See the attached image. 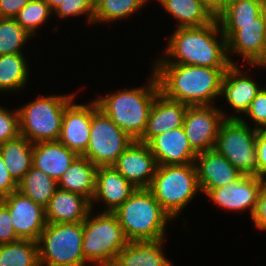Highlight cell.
Returning <instances> with one entry per match:
<instances>
[{
  "mask_svg": "<svg viewBox=\"0 0 266 266\" xmlns=\"http://www.w3.org/2000/svg\"><path fill=\"white\" fill-rule=\"evenodd\" d=\"M159 91L188 106L213 105L220 97L221 84L229 67L184 64H153ZM213 102V103H212Z\"/></svg>",
  "mask_w": 266,
  "mask_h": 266,
  "instance_id": "1",
  "label": "cell"
},
{
  "mask_svg": "<svg viewBox=\"0 0 266 266\" xmlns=\"http://www.w3.org/2000/svg\"><path fill=\"white\" fill-rule=\"evenodd\" d=\"M173 32L163 51L164 56L159 57V60L156 59L154 64L206 67H230L232 65L228 57L227 41L217 18L205 26L175 28ZM218 36L220 38H217Z\"/></svg>",
  "mask_w": 266,
  "mask_h": 266,
  "instance_id": "2",
  "label": "cell"
},
{
  "mask_svg": "<svg viewBox=\"0 0 266 266\" xmlns=\"http://www.w3.org/2000/svg\"><path fill=\"white\" fill-rule=\"evenodd\" d=\"M150 73L145 86L126 88L95 99L99 109L134 140H139L145 132L153 101L160 92L154 72Z\"/></svg>",
  "mask_w": 266,
  "mask_h": 266,
  "instance_id": "3",
  "label": "cell"
},
{
  "mask_svg": "<svg viewBox=\"0 0 266 266\" xmlns=\"http://www.w3.org/2000/svg\"><path fill=\"white\" fill-rule=\"evenodd\" d=\"M113 213L129 242L164 239L173 220L148 188H137Z\"/></svg>",
  "mask_w": 266,
  "mask_h": 266,
  "instance_id": "4",
  "label": "cell"
},
{
  "mask_svg": "<svg viewBox=\"0 0 266 266\" xmlns=\"http://www.w3.org/2000/svg\"><path fill=\"white\" fill-rule=\"evenodd\" d=\"M93 210L83 221L84 258L92 265L112 266L129 241L113 212L102 211L94 216Z\"/></svg>",
  "mask_w": 266,
  "mask_h": 266,
  "instance_id": "5",
  "label": "cell"
},
{
  "mask_svg": "<svg viewBox=\"0 0 266 266\" xmlns=\"http://www.w3.org/2000/svg\"><path fill=\"white\" fill-rule=\"evenodd\" d=\"M148 189L172 219L178 218L201 192L195 164L158 165Z\"/></svg>",
  "mask_w": 266,
  "mask_h": 266,
  "instance_id": "6",
  "label": "cell"
},
{
  "mask_svg": "<svg viewBox=\"0 0 266 266\" xmlns=\"http://www.w3.org/2000/svg\"><path fill=\"white\" fill-rule=\"evenodd\" d=\"M74 97L75 94L43 95L19 107L20 135L32 144L58 140L65 107Z\"/></svg>",
  "mask_w": 266,
  "mask_h": 266,
  "instance_id": "7",
  "label": "cell"
},
{
  "mask_svg": "<svg viewBox=\"0 0 266 266\" xmlns=\"http://www.w3.org/2000/svg\"><path fill=\"white\" fill-rule=\"evenodd\" d=\"M38 242L40 266H87L83 222L47 223Z\"/></svg>",
  "mask_w": 266,
  "mask_h": 266,
  "instance_id": "8",
  "label": "cell"
},
{
  "mask_svg": "<svg viewBox=\"0 0 266 266\" xmlns=\"http://www.w3.org/2000/svg\"><path fill=\"white\" fill-rule=\"evenodd\" d=\"M243 117L225 119L220 126L215 150L243 175L258 176L256 139L259 130Z\"/></svg>",
  "mask_w": 266,
  "mask_h": 266,
  "instance_id": "9",
  "label": "cell"
},
{
  "mask_svg": "<svg viewBox=\"0 0 266 266\" xmlns=\"http://www.w3.org/2000/svg\"><path fill=\"white\" fill-rule=\"evenodd\" d=\"M134 141L99 108L92 115L90 139L82 155L95 166H113Z\"/></svg>",
  "mask_w": 266,
  "mask_h": 266,
  "instance_id": "10",
  "label": "cell"
},
{
  "mask_svg": "<svg viewBox=\"0 0 266 266\" xmlns=\"http://www.w3.org/2000/svg\"><path fill=\"white\" fill-rule=\"evenodd\" d=\"M227 113L214 105L188 106L183 128L189 144L196 153L215 148L221 124Z\"/></svg>",
  "mask_w": 266,
  "mask_h": 266,
  "instance_id": "11",
  "label": "cell"
},
{
  "mask_svg": "<svg viewBox=\"0 0 266 266\" xmlns=\"http://www.w3.org/2000/svg\"><path fill=\"white\" fill-rule=\"evenodd\" d=\"M9 210L16 237L38 241L46 227L45 208L16 190L0 199Z\"/></svg>",
  "mask_w": 266,
  "mask_h": 266,
  "instance_id": "12",
  "label": "cell"
},
{
  "mask_svg": "<svg viewBox=\"0 0 266 266\" xmlns=\"http://www.w3.org/2000/svg\"><path fill=\"white\" fill-rule=\"evenodd\" d=\"M227 41V52L231 64H236L229 55L237 54L243 59V63L253 65L262 55L266 46L264 23L261 16L257 23L248 24H219Z\"/></svg>",
  "mask_w": 266,
  "mask_h": 266,
  "instance_id": "13",
  "label": "cell"
},
{
  "mask_svg": "<svg viewBox=\"0 0 266 266\" xmlns=\"http://www.w3.org/2000/svg\"><path fill=\"white\" fill-rule=\"evenodd\" d=\"M97 102L75 104L73 100L65 107L59 141L82 156L90 139L92 115L98 109Z\"/></svg>",
  "mask_w": 266,
  "mask_h": 266,
  "instance_id": "14",
  "label": "cell"
},
{
  "mask_svg": "<svg viewBox=\"0 0 266 266\" xmlns=\"http://www.w3.org/2000/svg\"><path fill=\"white\" fill-rule=\"evenodd\" d=\"M113 166L136 188H149L158 164L148 145L134 140Z\"/></svg>",
  "mask_w": 266,
  "mask_h": 266,
  "instance_id": "15",
  "label": "cell"
},
{
  "mask_svg": "<svg viewBox=\"0 0 266 266\" xmlns=\"http://www.w3.org/2000/svg\"><path fill=\"white\" fill-rule=\"evenodd\" d=\"M263 178L243 175L238 181L224 187L210 189L205 195L222 209L249 210L252 217Z\"/></svg>",
  "mask_w": 266,
  "mask_h": 266,
  "instance_id": "16",
  "label": "cell"
},
{
  "mask_svg": "<svg viewBox=\"0 0 266 266\" xmlns=\"http://www.w3.org/2000/svg\"><path fill=\"white\" fill-rule=\"evenodd\" d=\"M200 190L224 187L238 181L243 174L215 149L197 153L194 160Z\"/></svg>",
  "mask_w": 266,
  "mask_h": 266,
  "instance_id": "17",
  "label": "cell"
},
{
  "mask_svg": "<svg viewBox=\"0 0 266 266\" xmlns=\"http://www.w3.org/2000/svg\"><path fill=\"white\" fill-rule=\"evenodd\" d=\"M246 73L237 64H232L224 73L220 97H224L233 109L232 116H228V119L241 117L240 114H234L235 112L245 114L262 88Z\"/></svg>",
  "mask_w": 266,
  "mask_h": 266,
  "instance_id": "18",
  "label": "cell"
},
{
  "mask_svg": "<svg viewBox=\"0 0 266 266\" xmlns=\"http://www.w3.org/2000/svg\"><path fill=\"white\" fill-rule=\"evenodd\" d=\"M147 145L158 165L194 163L197 156L189 144L183 126L153 137Z\"/></svg>",
  "mask_w": 266,
  "mask_h": 266,
  "instance_id": "19",
  "label": "cell"
},
{
  "mask_svg": "<svg viewBox=\"0 0 266 266\" xmlns=\"http://www.w3.org/2000/svg\"><path fill=\"white\" fill-rule=\"evenodd\" d=\"M136 189L114 166L98 167L96 172V188L91 201V209L96 205L94 202L102 201L105 204H102L105 206L103 212H114Z\"/></svg>",
  "mask_w": 266,
  "mask_h": 266,
  "instance_id": "20",
  "label": "cell"
},
{
  "mask_svg": "<svg viewBox=\"0 0 266 266\" xmlns=\"http://www.w3.org/2000/svg\"><path fill=\"white\" fill-rule=\"evenodd\" d=\"M188 105L172 100L159 92L152 104L147 127L138 140L148 143L153 137L183 125Z\"/></svg>",
  "mask_w": 266,
  "mask_h": 266,
  "instance_id": "21",
  "label": "cell"
},
{
  "mask_svg": "<svg viewBox=\"0 0 266 266\" xmlns=\"http://www.w3.org/2000/svg\"><path fill=\"white\" fill-rule=\"evenodd\" d=\"M44 208L47 223H77L86 219L91 202L80 194L57 188Z\"/></svg>",
  "mask_w": 266,
  "mask_h": 266,
  "instance_id": "22",
  "label": "cell"
},
{
  "mask_svg": "<svg viewBox=\"0 0 266 266\" xmlns=\"http://www.w3.org/2000/svg\"><path fill=\"white\" fill-rule=\"evenodd\" d=\"M78 156L59 140L42 141L33 144L32 164L58 181Z\"/></svg>",
  "mask_w": 266,
  "mask_h": 266,
  "instance_id": "23",
  "label": "cell"
},
{
  "mask_svg": "<svg viewBox=\"0 0 266 266\" xmlns=\"http://www.w3.org/2000/svg\"><path fill=\"white\" fill-rule=\"evenodd\" d=\"M164 240L130 241L117 254L112 266H174L163 252Z\"/></svg>",
  "mask_w": 266,
  "mask_h": 266,
  "instance_id": "24",
  "label": "cell"
},
{
  "mask_svg": "<svg viewBox=\"0 0 266 266\" xmlns=\"http://www.w3.org/2000/svg\"><path fill=\"white\" fill-rule=\"evenodd\" d=\"M98 167L84 156H78L57 181L60 189L80 194L92 201Z\"/></svg>",
  "mask_w": 266,
  "mask_h": 266,
  "instance_id": "25",
  "label": "cell"
},
{
  "mask_svg": "<svg viewBox=\"0 0 266 266\" xmlns=\"http://www.w3.org/2000/svg\"><path fill=\"white\" fill-rule=\"evenodd\" d=\"M158 2L178 21L176 28L201 27L216 18L200 0H158Z\"/></svg>",
  "mask_w": 266,
  "mask_h": 266,
  "instance_id": "26",
  "label": "cell"
},
{
  "mask_svg": "<svg viewBox=\"0 0 266 266\" xmlns=\"http://www.w3.org/2000/svg\"><path fill=\"white\" fill-rule=\"evenodd\" d=\"M0 151L12 178L19 183L33 166V144L19 135L2 144Z\"/></svg>",
  "mask_w": 266,
  "mask_h": 266,
  "instance_id": "27",
  "label": "cell"
},
{
  "mask_svg": "<svg viewBox=\"0 0 266 266\" xmlns=\"http://www.w3.org/2000/svg\"><path fill=\"white\" fill-rule=\"evenodd\" d=\"M25 54L0 56V91H20L27 84L29 65Z\"/></svg>",
  "mask_w": 266,
  "mask_h": 266,
  "instance_id": "28",
  "label": "cell"
},
{
  "mask_svg": "<svg viewBox=\"0 0 266 266\" xmlns=\"http://www.w3.org/2000/svg\"><path fill=\"white\" fill-rule=\"evenodd\" d=\"M57 188V181L55 179L34 166L31 167L24 178L18 183V191L43 207L48 204Z\"/></svg>",
  "mask_w": 266,
  "mask_h": 266,
  "instance_id": "29",
  "label": "cell"
},
{
  "mask_svg": "<svg viewBox=\"0 0 266 266\" xmlns=\"http://www.w3.org/2000/svg\"><path fill=\"white\" fill-rule=\"evenodd\" d=\"M0 266H40L38 242L19 239L0 245Z\"/></svg>",
  "mask_w": 266,
  "mask_h": 266,
  "instance_id": "30",
  "label": "cell"
},
{
  "mask_svg": "<svg viewBox=\"0 0 266 266\" xmlns=\"http://www.w3.org/2000/svg\"><path fill=\"white\" fill-rule=\"evenodd\" d=\"M149 0H94L93 24L114 22L130 17Z\"/></svg>",
  "mask_w": 266,
  "mask_h": 266,
  "instance_id": "31",
  "label": "cell"
},
{
  "mask_svg": "<svg viewBox=\"0 0 266 266\" xmlns=\"http://www.w3.org/2000/svg\"><path fill=\"white\" fill-rule=\"evenodd\" d=\"M261 0H237L229 4L217 16L219 24L257 23Z\"/></svg>",
  "mask_w": 266,
  "mask_h": 266,
  "instance_id": "32",
  "label": "cell"
},
{
  "mask_svg": "<svg viewBox=\"0 0 266 266\" xmlns=\"http://www.w3.org/2000/svg\"><path fill=\"white\" fill-rule=\"evenodd\" d=\"M31 38L15 18H0V56L20 54L25 43Z\"/></svg>",
  "mask_w": 266,
  "mask_h": 266,
  "instance_id": "33",
  "label": "cell"
},
{
  "mask_svg": "<svg viewBox=\"0 0 266 266\" xmlns=\"http://www.w3.org/2000/svg\"><path fill=\"white\" fill-rule=\"evenodd\" d=\"M53 15L45 0H31L18 12L16 22L31 36L36 35L39 27Z\"/></svg>",
  "mask_w": 266,
  "mask_h": 266,
  "instance_id": "34",
  "label": "cell"
},
{
  "mask_svg": "<svg viewBox=\"0 0 266 266\" xmlns=\"http://www.w3.org/2000/svg\"><path fill=\"white\" fill-rule=\"evenodd\" d=\"M59 19L68 17H78L85 14L88 23H93L94 0H63L53 11Z\"/></svg>",
  "mask_w": 266,
  "mask_h": 266,
  "instance_id": "35",
  "label": "cell"
},
{
  "mask_svg": "<svg viewBox=\"0 0 266 266\" xmlns=\"http://www.w3.org/2000/svg\"><path fill=\"white\" fill-rule=\"evenodd\" d=\"M20 135L19 112H11L0 105V146Z\"/></svg>",
  "mask_w": 266,
  "mask_h": 266,
  "instance_id": "36",
  "label": "cell"
},
{
  "mask_svg": "<svg viewBox=\"0 0 266 266\" xmlns=\"http://www.w3.org/2000/svg\"><path fill=\"white\" fill-rule=\"evenodd\" d=\"M264 87L257 93L245 112V116L255 123L254 128L259 131H266V86Z\"/></svg>",
  "mask_w": 266,
  "mask_h": 266,
  "instance_id": "37",
  "label": "cell"
},
{
  "mask_svg": "<svg viewBox=\"0 0 266 266\" xmlns=\"http://www.w3.org/2000/svg\"><path fill=\"white\" fill-rule=\"evenodd\" d=\"M17 240L9 210L0 202V245Z\"/></svg>",
  "mask_w": 266,
  "mask_h": 266,
  "instance_id": "38",
  "label": "cell"
},
{
  "mask_svg": "<svg viewBox=\"0 0 266 266\" xmlns=\"http://www.w3.org/2000/svg\"><path fill=\"white\" fill-rule=\"evenodd\" d=\"M251 218L256 229L266 231V178L261 182L256 208Z\"/></svg>",
  "mask_w": 266,
  "mask_h": 266,
  "instance_id": "39",
  "label": "cell"
},
{
  "mask_svg": "<svg viewBox=\"0 0 266 266\" xmlns=\"http://www.w3.org/2000/svg\"><path fill=\"white\" fill-rule=\"evenodd\" d=\"M18 190V183L12 178L0 151V199Z\"/></svg>",
  "mask_w": 266,
  "mask_h": 266,
  "instance_id": "40",
  "label": "cell"
},
{
  "mask_svg": "<svg viewBox=\"0 0 266 266\" xmlns=\"http://www.w3.org/2000/svg\"><path fill=\"white\" fill-rule=\"evenodd\" d=\"M258 177L266 178V131H259L256 139Z\"/></svg>",
  "mask_w": 266,
  "mask_h": 266,
  "instance_id": "41",
  "label": "cell"
},
{
  "mask_svg": "<svg viewBox=\"0 0 266 266\" xmlns=\"http://www.w3.org/2000/svg\"><path fill=\"white\" fill-rule=\"evenodd\" d=\"M31 0H0V18H15Z\"/></svg>",
  "mask_w": 266,
  "mask_h": 266,
  "instance_id": "42",
  "label": "cell"
},
{
  "mask_svg": "<svg viewBox=\"0 0 266 266\" xmlns=\"http://www.w3.org/2000/svg\"><path fill=\"white\" fill-rule=\"evenodd\" d=\"M215 16L218 15V0H200Z\"/></svg>",
  "mask_w": 266,
  "mask_h": 266,
  "instance_id": "43",
  "label": "cell"
},
{
  "mask_svg": "<svg viewBox=\"0 0 266 266\" xmlns=\"http://www.w3.org/2000/svg\"><path fill=\"white\" fill-rule=\"evenodd\" d=\"M251 66H255V67H264L266 68V46L264 47L263 53L262 55L256 60V62L251 65Z\"/></svg>",
  "mask_w": 266,
  "mask_h": 266,
  "instance_id": "44",
  "label": "cell"
},
{
  "mask_svg": "<svg viewBox=\"0 0 266 266\" xmlns=\"http://www.w3.org/2000/svg\"><path fill=\"white\" fill-rule=\"evenodd\" d=\"M260 16L264 23L265 35H266V0H261Z\"/></svg>",
  "mask_w": 266,
  "mask_h": 266,
  "instance_id": "45",
  "label": "cell"
},
{
  "mask_svg": "<svg viewBox=\"0 0 266 266\" xmlns=\"http://www.w3.org/2000/svg\"><path fill=\"white\" fill-rule=\"evenodd\" d=\"M237 0H218V14L225 9L229 4L236 2Z\"/></svg>",
  "mask_w": 266,
  "mask_h": 266,
  "instance_id": "46",
  "label": "cell"
},
{
  "mask_svg": "<svg viewBox=\"0 0 266 266\" xmlns=\"http://www.w3.org/2000/svg\"><path fill=\"white\" fill-rule=\"evenodd\" d=\"M48 5L50 10L53 12L61 3L63 0H45Z\"/></svg>",
  "mask_w": 266,
  "mask_h": 266,
  "instance_id": "47",
  "label": "cell"
}]
</instances>
